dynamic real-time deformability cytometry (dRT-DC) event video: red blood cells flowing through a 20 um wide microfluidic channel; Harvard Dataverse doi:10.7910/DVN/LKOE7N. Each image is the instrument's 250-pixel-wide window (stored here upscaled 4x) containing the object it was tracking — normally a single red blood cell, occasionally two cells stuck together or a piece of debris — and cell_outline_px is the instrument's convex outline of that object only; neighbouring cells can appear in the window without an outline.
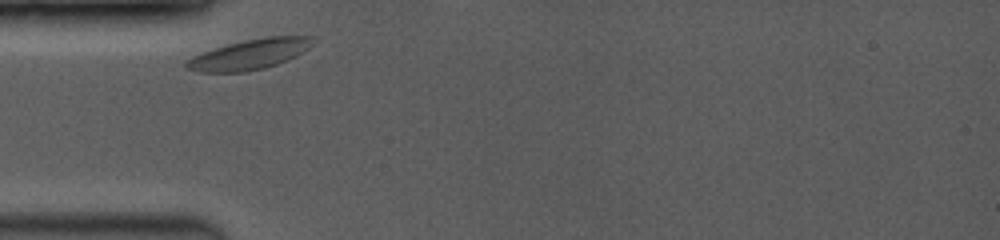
{"species": "common noctule bat (a hibernating species)", "species_latin": "Nyctalus noctula", "temperature_condition": "room temperature", "stored_images_in_passage": 16, "camera_frame_rate_fps": 3500, "um_per_image_px": 0.085, "animal": {"sex": "female", "body_mass_g": 19.0, "forearm_length_mm": 53.3}, "frame": {"image": 1, "passage_image": 1, "time_ms": 0.0, "image_size_px": [1000, 240], "cell_outline_px": [[316, 40], [308, 48], [296, 56], [288, 60], [264, 68], [244, 72], [200, 72], [184, 68], [184, 60], [192, 56], [228, 44], [244, 40], [268, 36], [312, 36]], "centroid_in_image_um": [21.2, 4.62], "position_along_channel_um": 63.8, "area_um2": 22.25}}
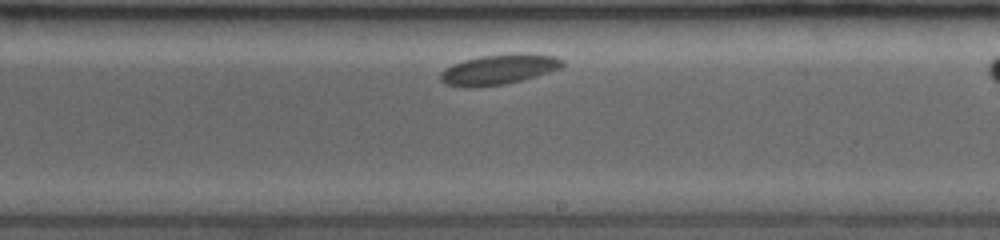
{"frame": {"image": 2, "passage_image": 10, "time_ms": 5.143, "image_size_px": [1000, 240], "cell_outline_px": [[564, 64], [560, 68], [536, 76], [504, 84], [472, 88], [468, 88], [444, 84], [440, 80], [440, 72], [444, 68], [452, 64], [464, 60], [480, 56], [512, 52], [528, 52], [556, 56], [564, 60]], "centroid_in_image_um": [42.39, 5.88], "position_along_channel_um": 246.6, "area_um2": 21.91}}